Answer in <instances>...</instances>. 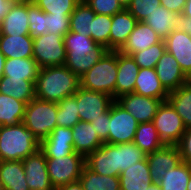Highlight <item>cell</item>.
<instances>
[{
	"label": "cell",
	"instance_id": "obj_47",
	"mask_svg": "<svg viewBox=\"0 0 191 190\" xmlns=\"http://www.w3.org/2000/svg\"><path fill=\"white\" fill-rule=\"evenodd\" d=\"M186 1L187 0H160L162 6L178 16L182 14Z\"/></svg>",
	"mask_w": 191,
	"mask_h": 190
},
{
	"label": "cell",
	"instance_id": "obj_20",
	"mask_svg": "<svg viewBox=\"0 0 191 190\" xmlns=\"http://www.w3.org/2000/svg\"><path fill=\"white\" fill-rule=\"evenodd\" d=\"M74 151L85 158L104 143L90 122L79 121L72 127Z\"/></svg>",
	"mask_w": 191,
	"mask_h": 190
},
{
	"label": "cell",
	"instance_id": "obj_10",
	"mask_svg": "<svg viewBox=\"0 0 191 190\" xmlns=\"http://www.w3.org/2000/svg\"><path fill=\"white\" fill-rule=\"evenodd\" d=\"M77 100L80 121L91 122L100 117L112 104L114 99L105 93L89 91L81 87L74 93Z\"/></svg>",
	"mask_w": 191,
	"mask_h": 190
},
{
	"label": "cell",
	"instance_id": "obj_45",
	"mask_svg": "<svg viewBox=\"0 0 191 190\" xmlns=\"http://www.w3.org/2000/svg\"><path fill=\"white\" fill-rule=\"evenodd\" d=\"M103 143H108L109 108L95 120L90 122Z\"/></svg>",
	"mask_w": 191,
	"mask_h": 190
},
{
	"label": "cell",
	"instance_id": "obj_7",
	"mask_svg": "<svg viewBox=\"0 0 191 190\" xmlns=\"http://www.w3.org/2000/svg\"><path fill=\"white\" fill-rule=\"evenodd\" d=\"M51 185L57 190L60 186L78 181L85 166V157L74 152L68 156L46 158Z\"/></svg>",
	"mask_w": 191,
	"mask_h": 190
},
{
	"label": "cell",
	"instance_id": "obj_4",
	"mask_svg": "<svg viewBox=\"0 0 191 190\" xmlns=\"http://www.w3.org/2000/svg\"><path fill=\"white\" fill-rule=\"evenodd\" d=\"M117 77V51H108L80 80V87L89 91L102 92L115 100Z\"/></svg>",
	"mask_w": 191,
	"mask_h": 190
},
{
	"label": "cell",
	"instance_id": "obj_25",
	"mask_svg": "<svg viewBox=\"0 0 191 190\" xmlns=\"http://www.w3.org/2000/svg\"><path fill=\"white\" fill-rule=\"evenodd\" d=\"M0 186L2 190H30L22 160L0 161Z\"/></svg>",
	"mask_w": 191,
	"mask_h": 190
},
{
	"label": "cell",
	"instance_id": "obj_38",
	"mask_svg": "<svg viewBox=\"0 0 191 190\" xmlns=\"http://www.w3.org/2000/svg\"><path fill=\"white\" fill-rule=\"evenodd\" d=\"M166 51L165 41L161 40L159 43L148 47L142 51L131 54V57L137 63L139 68H155L158 60Z\"/></svg>",
	"mask_w": 191,
	"mask_h": 190
},
{
	"label": "cell",
	"instance_id": "obj_18",
	"mask_svg": "<svg viewBox=\"0 0 191 190\" xmlns=\"http://www.w3.org/2000/svg\"><path fill=\"white\" fill-rule=\"evenodd\" d=\"M139 66L131 57L117 51V77L115 85V99L134 92L136 77L139 72Z\"/></svg>",
	"mask_w": 191,
	"mask_h": 190
},
{
	"label": "cell",
	"instance_id": "obj_28",
	"mask_svg": "<svg viewBox=\"0 0 191 190\" xmlns=\"http://www.w3.org/2000/svg\"><path fill=\"white\" fill-rule=\"evenodd\" d=\"M0 93L28 104L35 98V82L2 76L0 79Z\"/></svg>",
	"mask_w": 191,
	"mask_h": 190
},
{
	"label": "cell",
	"instance_id": "obj_27",
	"mask_svg": "<svg viewBox=\"0 0 191 190\" xmlns=\"http://www.w3.org/2000/svg\"><path fill=\"white\" fill-rule=\"evenodd\" d=\"M39 66L33 58H7L3 76L36 82Z\"/></svg>",
	"mask_w": 191,
	"mask_h": 190
},
{
	"label": "cell",
	"instance_id": "obj_11",
	"mask_svg": "<svg viewBox=\"0 0 191 190\" xmlns=\"http://www.w3.org/2000/svg\"><path fill=\"white\" fill-rule=\"evenodd\" d=\"M138 123L152 122L162 101L135 93L124 94L115 99Z\"/></svg>",
	"mask_w": 191,
	"mask_h": 190
},
{
	"label": "cell",
	"instance_id": "obj_30",
	"mask_svg": "<svg viewBox=\"0 0 191 190\" xmlns=\"http://www.w3.org/2000/svg\"><path fill=\"white\" fill-rule=\"evenodd\" d=\"M26 103L0 93V126L18 125L23 121Z\"/></svg>",
	"mask_w": 191,
	"mask_h": 190
},
{
	"label": "cell",
	"instance_id": "obj_37",
	"mask_svg": "<svg viewBox=\"0 0 191 190\" xmlns=\"http://www.w3.org/2000/svg\"><path fill=\"white\" fill-rule=\"evenodd\" d=\"M57 126L72 128L80 121L76 96L72 95L58 102Z\"/></svg>",
	"mask_w": 191,
	"mask_h": 190
},
{
	"label": "cell",
	"instance_id": "obj_13",
	"mask_svg": "<svg viewBox=\"0 0 191 190\" xmlns=\"http://www.w3.org/2000/svg\"><path fill=\"white\" fill-rule=\"evenodd\" d=\"M46 158H58L74 153L72 128L56 126L50 135L40 141L39 148Z\"/></svg>",
	"mask_w": 191,
	"mask_h": 190
},
{
	"label": "cell",
	"instance_id": "obj_1",
	"mask_svg": "<svg viewBox=\"0 0 191 190\" xmlns=\"http://www.w3.org/2000/svg\"><path fill=\"white\" fill-rule=\"evenodd\" d=\"M80 87L79 77L66 66L40 68L35 82V97L59 102L74 95Z\"/></svg>",
	"mask_w": 191,
	"mask_h": 190
},
{
	"label": "cell",
	"instance_id": "obj_39",
	"mask_svg": "<svg viewBox=\"0 0 191 190\" xmlns=\"http://www.w3.org/2000/svg\"><path fill=\"white\" fill-rule=\"evenodd\" d=\"M112 16L95 14L92 20L91 38L109 50V37L111 31Z\"/></svg>",
	"mask_w": 191,
	"mask_h": 190
},
{
	"label": "cell",
	"instance_id": "obj_21",
	"mask_svg": "<svg viewBox=\"0 0 191 190\" xmlns=\"http://www.w3.org/2000/svg\"><path fill=\"white\" fill-rule=\"evenodd\" d=\"M141 96H147L167 101L169 92L161 84L155 68H140L136 77L134 92Z\"/></svg>",
	"mask_w": 191,
	"mask_h": 190
},
{
	"label": "cell",
	"instance_id": "obj_54",
	"mask_svg": "<svg viewBox=\"0 0 191 190\" xmlns=\"http://www.w3.org/2000/svg\"><path fill=\"white\" fill-rule=\"evenodd\" d=\"M146 190H162L157 182H153Z\"/></svg>",
	"mask_w": 191,
	"mask_h": 190
},
{
	"label": "cell",
	"instance_id": "obj_24",
	"mask_svg": "<svg viewBox=\"0 0 191 190\" xmlns=\"http://www.w3.org/2000/svg\"><path fill=\"white\" fill-rule=\"evenodd\" d=\"M161 40L162 39L149 25L143 21L137 22L126 43L119 51L123 54L131 55L132 53L147 49L159 43Z\"/></svg>",
	"mask_w": 191,
	"mask_h": 190
},
{
	"label": "cell",
	"instance_id": "obj_43",
	"mask_svg": "<svg viewBox=\"0 0 191 190\" xmlns=\"http://www.w3.org/2000/svg\"><path fill=\"white\" fill-rule=\"evenodd\" d=\"M96 13L113 16L125 7L119 0H84Z\"/></svg>",
	"mask_w": 191,
	"mask_h": 190
},
{
	"label": "cell",
	"instance_id": "obj_19",
	"mask_svg": "<svg viewBox=\"0 0 191 190\" xmlns=\"http://www.w3.org/2000/svg\"><path fill=\"white\" fill-rule=\"evenodd\" d=\"M137 22L126 8L112 16L109 51H119L123 47Z\"/></svg>",
	"mask_w": 191,
	"mask_h": 190
},
{
	"label": "cell",
	"instance_id": "obj_3",
	"mask_svg": "<svg viewBox=\"0 0 191 190\" xmlns=\"http://www.w3.org/2000/svg\"><path fill=\"white\" fill-rule=\"evenodd\" d=\"M40 148V142L21 122L0 126V161L23 160Z\"/></svg>",
	"mask_w": 191,
	"mask_h": 190
},
{
	"label": "cell",
	"instance_id": "obj_51",
	"mask_svg": "<svg viewBox=\"0 0 191 190\" xmlns=\"http://www.w3.org/2000/svg\"><path fill=\"white\" fill-rule=\"evenodd\" d=\"M181 16H185V17L191 19V0L186 1V5L184 7V10H183Z\"/></svg>",
	"mask_w": 191,
	"mask_h": 190
},
{
	"label": "cell",
	"instance_id": "obj_40",
	"mask_svg": "<svg viewBox=\"0 0 191 190\" xmlns=\"http://www.w3.org/2000/svg\"><path fill=\"white\" fill-rule=\"evenodd\" d=\"M81 0H33L44 12L53 15H71Z\"/></svg>",
	"mask_w": 191,
	"mask_h": 190
},
{
	"label": "cell",
	"instance_id": "obj_56",
	"mask_svg": "<svg viewBox=\"0 0 191 190\" xmlns=\"http://www.w3.org/2000/svg\"><path fill=\"white\" fill-rule=\"evenodd\" d=\"M119 1L123 4L124 7H126L131 0H119Z\"/></svg>",
	"mask_w": 191,
	"mask_h": 190
},
{
	"label": "cell",
	"instance_id": "obj_29",
	"mask_svg": "<svg viewBox=\"0 0 191 190\" xmlns=\"http://www.w3.org/2000/svg\"><path fill=\"white\" fill-rule=\"evenodd\" d=\"M178 15L172 13L164 6L157 7L143 22L149 25L158 36L164 40L175 28H177Z\"/></svg>",
	"mask_w": 191,
	"mask_h": 190
},
{
	"label": "cell",
	"instance_id": "obj_48",
	"mask_svg": "<svg viewBox=\"0 0 191 190\" xmlns=\"http://www.w3.org/2000/svg\"><path fill=\"white\" fill-rule=\"evenodd\" d=\"M177 28L191 35V19L181 15L178 16Z\"/></svg>",
	"mask_w": 191,
	"mask_h": 190
},
{
	"label": "cell",
	"instance_id": "obj_23",
	"mask_svg": "<svg viewBox=\"0 0 191 190\" xmlns=\"http://www.w3.org/2000/svg\"><path fill=\"white\" fill-rule=\"evenodd\" d=\"M0 35H30L28 3L14 4L0 23Z\"/></svg>",
	"mask_w": 191,
	"mask_h": 190
},
{
	"label": "cell",
	"instance_id": "obj_2",
	"mask_svg": "<svg viewBox=\"0 0 191 190\" xmlns=\"http://www.w3.org/2000/svg\"><path fill=\"white\" fill-rule=\"evenodd\" d=\"M66 60L64 66L78 77L86 73L109 50L91 37L69 31L64 36Z\"/></svg>",
	"mask_w": 191,
	"mask_h": 190
},
{
	"label": "cell",
	"instance_id": "obj_52",
	"mask_svg": "<svg viewBox=\"0 0 191 190\" xmlns=\"http://www.w3.org/2000/svg\"><path fill=\"white\" fill-rule=\"evenodd\" d=\"M6 57L0 51V79L3 76L4 64H5Z\"/></svg>",
	"mask_w": 191,
	"mask_h": 190
},
{
	"label": "cell",
	"instance_id": "obj_16",
	"mask_svg": "<svg viewBox=\"0 0 191 190\" xmlns=\"http://www.w3.org/2000/svg\"><path fill=\"white\" fill-rule=\"evenodd\" d=\"M155 70L158 79L168 92L186 85L187 76L181 70L174 56L167 51L158 60Z\"/></svg>",
	"mask_w": 191,
	"mask_h": 190
},
{
	"label": "cell",
	"instance_id": "obj_33",
	"mask_svg": "<svg viewBox=\"0 0 191 190\" xmlns=\"http://www.w3.org/2000/svg\"><path fill=\"white\" fill-rule=\"evenodd\" d=\"M95 14L87 3L81 0L70 15V31L91 37L92 20Z\"/></svg>",
	"mask_w": 191,
	"mask_h": 190
},
{
	"label": "cell",
	"instance_id": "obj_44",
	"mask_svg": "<svg viewBox=\"0 0 191 190\" xmlns=\"http://www.w3.org/2000/svg\"><path fill=\"white\" fill-rule=\"evenodd\" d=\"M70 15L46 13L47 32L65 36L70 31Z\"/></svg>",
	"mask_w": 191,
	"mask_h": 190
},
{
	"label": "cell",
	"instance_id": "obj_50",
	"mask_svg": "<svg viewBox=\"0 0 191 190\" xmlns=\"http://www.w3.org/2000/svg\"><path fill=\"white\" fill-rule=\"evenodd\" d=\"M12 6L7 0H0V23L4 19L5 15L9 12Z\"/></svg>",
	"mask_w": 191,
	"mask_h": 190
},
{
	"label": "cell",
	"instance_id": "obj_32",
	"mask_svg": "<svg viewBox=\"0 0 191 190\" xmlns=\"http://www.w3.org/2000/svg\"><path fill=\"white\" fill-rule=\"evenodd\" d=\"M133 143L145 154L159 150L165 145L159 138L158 132L152 122L138 124Z\"/></svg>",
	"mask_w": 191,
	"mask_h": 190
},
{
	"label": "cell",
	"instance_id": "obj_6",
	"mask_svg": "<svg viewBox=\"0 0 191 190\" xmlns=\"http://www.w3.org/2000/svg\"><path fill=\"white\" fill-rule=\"evenodd\" d=\"M33 59L39 68L63 66L66 60L64 36L47 32L34 37Z\"/></svg>",
	"mask_w": 191,
	"mask_h": 190
},
{
	"label": "cell",
	"instance_id": "obj_22",
	"mask_svg": "<svg viewBox=\"0 0 191 190\" xmlns=\"http://www.w3.org/2000/svg\"><path fill=\"white\" fill-rule=\"evenodd\" d=\"M120 190H146L154 181L149 173L147 159L128 167L119 175Z\"/></svg>",
	"mask_w": 191,
	"mask_h": 190
},
{
	"label": "cell",
	"instance_id": "obj_55",
	"mask_svg": "<svg viewBox=\"0 0 191 190\" xmlns=\"http://www.w3.org/2000/svg\"><path fill=\"white\" fill-rule=\"evenodd\" d=\"M186 85L191 89V75L187 76Z\"/></svg>",
	"mask_w": 191,
	"mask_h": 190
},
{
	"label": "cell",
	"instance_id": "obj_31",
	"mask_svg": "<svg viewBox=\"0 0 191 190\" xmlns=\"http://www.w3.org/2000/svg\"><path fill=\"white\" fill-rule=\"evenodd\" d=\"M190 176L191 165L181 161L177 166L166 171L164 177L157 183L162 190H187Z\"/></svg>",
	"mask_w": 191,
	"mask_h": 190
},
{
	"label": "cell",
	"instance_id": "obj_5",
	"mask_svg": "<svg viewBox=\"0 0 191 190\" xmlns=\"http://www.w3.org/2000/svg\"><path fill=\"white\" fill-rule=\"evenodd\" d=\"M58 103L34 98L26 104L22 123L40 142L57 126Z\"/></svg>",
	"mask_w": 191,
	"mask_h": 190
},
{
	"label": "cell",
	"instance_id": "obj_9",
	"mask_svg": "<svg viewBox=\"0 0 191 190\" xmlns=\"http://www.w3.org/2000/svg\"><path fill=\"white\" fill-rule=\"evenodd\" d=\"M138 122L116 100L109 107L108 144L133 142Z\"/></svg>",
	"mask_w": 191,
	"mask_h": 190
},
{
	"label": "cell",
	"instance_id": "obj_17",
	"mask_svg": "<svg viewBox=\"0 0 191 190\" xmlns=\"http://www.w3.org/2000/svg\"><path fill=\"white\" fill-rule=\"evenodd\" d=\"M85 165L95 173L119 177L116 160V144L104 143L85 158Z\"/></svg>",
	"mask_w": 191,
	"mask_h": 190
},
{
	"label": "cell",
	"instance_id": "obj_57",
	"mask_svg": "<svg viewBox=\"0 0 191 190\" xmlns=\"http://www.w3.org/2000/svg\"><path fill=\"white\" fill-rule=\"evenodd\" d=\"M187 190H191V176H190V179H189V182H188V185H187Z\"/></svg>",
	"mask_w": 191,
	"mask_h": 190
},
{
	"label": "cell",
	"instance_id": "obj_41",
	"mask_svg": "<svg viewBox=\"0 0 191 190\" xmlns=\"http://www.w3.org/2000/svg\"><path fill=\"white\" fill-rule=\"evenodd\" d=\"M28 22L30 35L33 38L47 33L46 12L34 2L28 3Z\"/></svg>",
	"mask_w": 191,
	"mask_h": 190
},
{
	"label": "cell",
	"instance_id": "obj_49",
	"mask_svg": "<svg viewBox=\"0 0 191 190\" xmlns=\"http://www.w3.org/2000/svg\"><path fill=\"white\" fill-rule=\"evenodd\" d=\"M57 190H84L81 182L75 181V182H71L65 185L60 186Z\"/></svg>",
	"mask_w": 191,
	"mask_h": 190
},
{
	"label": "cell",
	"instance_id": "obj_35",
	"mask_svg": "<svg viewBox=\"0 0 191 190\" xmlns=\"http://www.w3.org/2000/svg\"><path fill=\"white\" fill-rule=\"evenodd\" d=\"M167 101L180 115L186 128H191V89L187 86L169 92Z\"/></svg>",
	"mask_w": 191,
	"mask_h": 190
},
{
	"label": "cell",
	"instance_id": "obj_36",
	"mask_svg": "<svg viewBox=\"0 0 191 190\" xmlns=\"http://www.w3.org/2000/svg\"><path fill=\"white\" fill-rule=\"evenodd\" d=\"M146 155L133 142L116 144V160L119 175L128 167L145 159Z\"/></svg>",
	"mask_w": 191,
	"mask_h": 190
},
{
	"label": "cell",
	"instance_id": "obj_8",
	"mask_svg": "<svg viewBox=\"0 0 191 190\" xmlns=\"http://www.w3.org/2000/svg\"><path fill=\"white\" fill-rule=\"evenodd\" d=\"M152 123L165 145H176L186 130L182 118L168 101L158 107Z\"/></svg>",
	"mask_w": 191,
	"mask_h": 190
},
{
	"label": "cell",
	"instance_id": "obj_42",
	"mask_svg": "<svg viewBox=\"0 0 191 190\" xmlns=\"http://www.w3.org/2000/svg\"><path fill=\"white\" fill-rule=\"evenodd\" d=\"M161 5L160 0H131L125 7L138 22H142Z\"/></svg>",
	"mask_w": 191,
	"mask_h": 190
},
{
	"label": "cell",
	"instance_id": "obj_12",
	"mask_svg": "<svg viewBox=\"0 0 191 190\" xmlns=\"http://www.w3.org/2000/svg\"><path fill=\"white\" fill-rule=\"evenodd\" d=\"M22 163L30 190H55L49 179L46 157L40 149L23 159Z\"/></svg>",
	"mask_w": 191,
	"mask_h": 190
},
{
	"label": "cell",
	"instance_id": "obj_26",
	"mask_svg": "<svg viewBox=\"0 0 191 190\" xmlns=\"http://www.w3.org/2000/svg\"><path fill=\"white\" fill-rule=\"evenodd\" d=\"M0 51L7 58H33L31 35H0Z\"/></svg>",
	"mask_w": 191,
	"mask_h": 190
},
{
	"label": "cell",
	"instance_id": "obj_46",
	"mask_svg": "<svg viewBox=\"0 0 191 190\" xmlns=\"http://www.w3.org/2000/svg\"><path fill=\"white\" fill-rule=\"evenodd\" d=\"M176 146L179 149L181 161L191 165V128H186Z\"/></svg>",
	"mask_w": 191,
	"mask_h": 190
},
{
	"label": "cell",
	"instance_id": "obj_53",
	"mask_svg": "<svg viewBox=\"0 0 191 190\" xmlns=\"http://www.w3.org/2000/svg\"><path fill=\"white\" fill-rule=\"evenodd\" d=\"M12 5L14 4H25V3H32L33 0H7Z\"/></svg>",
	"mask_w": 191,
	"mask_h": 190
},
{
	"label": "cell",
	"instance_id": "obj_15",
	"mask_svg": "<svg viewBox=\"0 0 191 190\" xmlns=\"http://www.w3.org/2000/svg\"><path fill=\"white\" fill-rule=\"evenodd\" d=\"M146 159L149 164L151 179L154 182L164 177L166 171L181 162L179 149L176 145H164L159 150L147 154Z\"/></svg>",
	"mask_w": 191,
	"mask_h": 190
},
{
	"label": "cell",
	"instance_id": "obj_34",
	"mask_svg": "<svg viewBox=\"0 0 191 190\" xmlns=\"http://www.w3.org/2000/svg\"><path fill=\"white\" fill-rule=\"evenodd\" d=\"M79 181L84 190H120L119 177L95 173L86 165L83 167Z\"/></svg>",
	"mask_w": 191,
	"mask_h": 190
},
{
	"label": "cell",
	"instance_id": "obj_14",
	"mask_svg": "<svg viewBox=\"0 0 191 190\" xmlns=\"http://www.w3.org/2000/svg\"><path fill=\"white\" fill-rule=\"evenodd\" d=\"M166 51L174 56L186 76L191 75V35L175 28L165 39Z\"/></svg>",
	"mask_w": 191,
	"mask_h": 190
}]
</instances>
